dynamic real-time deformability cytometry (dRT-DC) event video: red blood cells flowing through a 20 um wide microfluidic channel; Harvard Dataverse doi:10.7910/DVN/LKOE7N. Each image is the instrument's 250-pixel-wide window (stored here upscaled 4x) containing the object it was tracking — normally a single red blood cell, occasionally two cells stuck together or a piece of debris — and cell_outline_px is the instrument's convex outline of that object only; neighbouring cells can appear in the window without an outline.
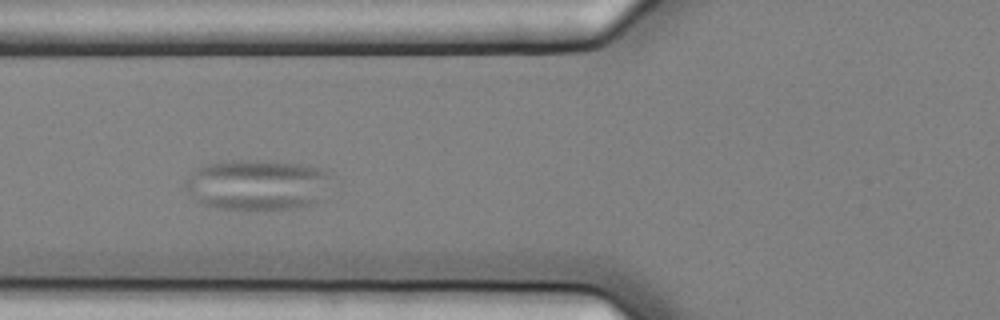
{"species": "common noctule bat (a hibernating species)", "species_latin": "Nyctalus noctula", "temperature_condition": "cold", "stored_images_in_passage": 6, "camera_frame_rate_fps": 3000, "um_per_image_px": 0.085, "animal": {"sex": "female", "body_mass_g": 25.1}, "frame": {"image": 1, "passage_image": 5, "time_ms": 1.333, "image_size_px": [1000, 320], "cell_outline_px": [[336, 176], [316, 200], [312, 204], [292, 208], [216, 208], [204, 204], [196, 200], [184, 188], [184, 184], [192, 172], [196, 168], [204, 164], [224, 160], [256, 160], [304, 164], [324, 168], [332, 172]], "centroid_in_image_um": [21.88, 15.66], "position_along_channel_um": 103.9, "area_um2": 43.12}}
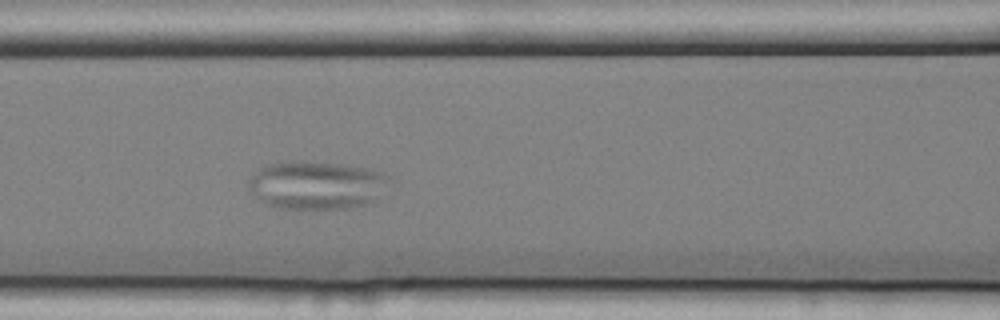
{"frame": {"image": 2, "passage_image": 6, "time_ms": 1.667, "image_size_px": [1000, 320], "cell_outline_px": [[388, 176], [372, 200], [364, 204], [348, 208], [280, 208], [268, 204], [260, 200], [248, 184], [248, 180], [260, 168], [276, 160], [304, 160], [340, 164], [368, 168], [380, 172]], "centroid_in_image_um": [26.79, 15.69], "position_along_channel_um": 139.8, "area_um2": 38.67}}